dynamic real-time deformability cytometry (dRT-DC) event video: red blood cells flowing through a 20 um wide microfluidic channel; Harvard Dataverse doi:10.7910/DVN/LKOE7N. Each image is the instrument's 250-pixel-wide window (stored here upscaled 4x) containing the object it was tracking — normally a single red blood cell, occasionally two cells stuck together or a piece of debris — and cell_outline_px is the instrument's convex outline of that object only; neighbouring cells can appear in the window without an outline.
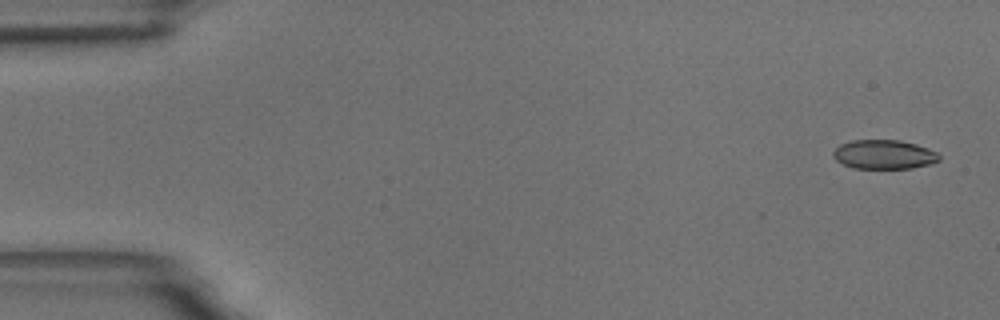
{"species": "common noctule bat (a hibernating species)", "species_latin": "Nyctalus noctula", "temperature_condition": "room temperature", "stored_images_in_passage": 4, "camera_frame_rate_fps": 3000, "um_per_image_px": 0.085, "animal": {"sex": "male", "body_mass_g": 18.8}, "frame": {"image": 1, "passage_image": 1, "time_ms": 0.0, "image_size_px": [1000, 320], "cell_outline_px": [[940, 160], [932, 164], [912, 168], [852, 168], [836, 160], [832, 156], [832, 152], [840, 144], [852, 140], [900, 140], [916, 144], [928, 148], [936, 152], [940, 156]], "centroid_in_image_um": [75.15, 13.13], "position_along_channel_um": 9.9, "area_um2": 18.09}}
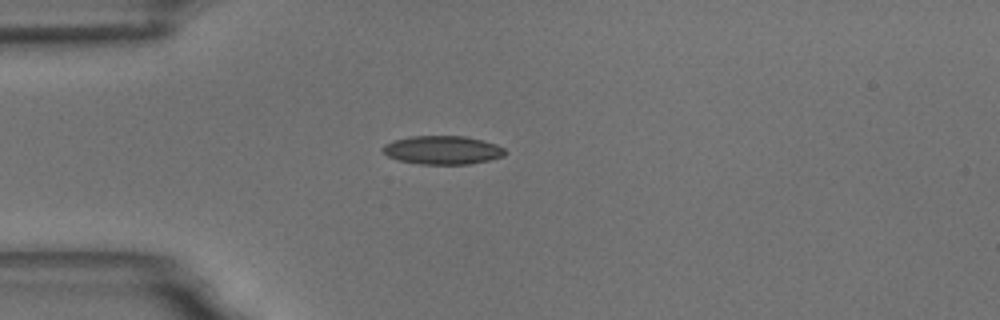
{"frame": {"image": 2, "passage_image": 4, "time_ms": 4.333, "image_size_px": [1000, 320], "cell_outline_px": [[508, 152], [504, 156], [488, 160], [468, 164], [420, 164], [396, 160], [388, 156], [380, 148], [384, 144], [392, 140], [412, 136], [464, 136], [484, 140], [496, 144], [504, 148]], "centroid_in_image_um": [37.61, 12.75], "position_along_channel_um": 47.4, "area_um2": 20.52}}